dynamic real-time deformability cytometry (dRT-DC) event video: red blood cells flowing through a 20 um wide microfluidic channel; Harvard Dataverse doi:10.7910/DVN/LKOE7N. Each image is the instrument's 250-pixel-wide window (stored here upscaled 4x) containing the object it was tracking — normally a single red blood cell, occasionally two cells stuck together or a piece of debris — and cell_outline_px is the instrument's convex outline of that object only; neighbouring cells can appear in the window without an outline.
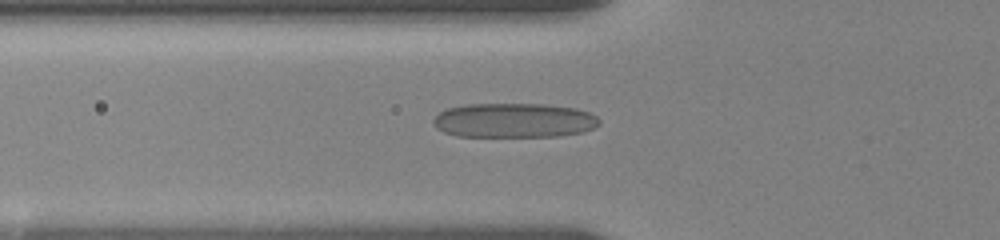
{"species": "human", "species_latin": "Homo sapiens", "temperature_condition": "room temperature", "stored_images_in_passage": 56, "camera_frame_rate_fps": 3000, "um_per_image_px": 0.085, "donor": {"sex": "female"}, "frame": {"image": 1, "passage_image": 2, "time_ms": 0.333, "image_size_px": [1000, 240], "cell_outline_px": [[600, 124], [584, 132], [560, 136], [456, 136], [444, 132], [436, 128], [432, 120], [440, 112], [448, 108], [464, 104], [544, 104], [576, 108], [588, 112], [596, 116], [600, 120]], "centroid_in_image_um": [43.7, 10.23], "position_along_channel_um": 82.1, "area_um2": 33.47}}
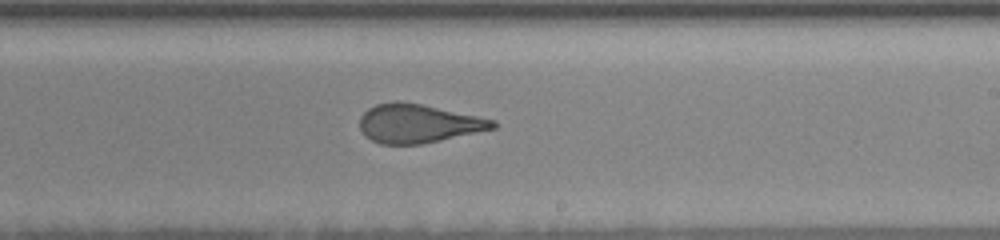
{"frame": {"image": 2, "passage_image": 21, "time_ms": 5.0, "image_size_px": [1000, 240], "cell_outline_px": [[496, 128], [440, 140], [420, 144], [380, 144], [364, 136], [360, 128], [360, 116], [368, 108], [376, 104], [396, 100], [420, 104], [496, 120]], "centroid_in_image_um": [35.51, 10.49], "position_along_channel_um": 253.5, "area_um2": 29.82}}
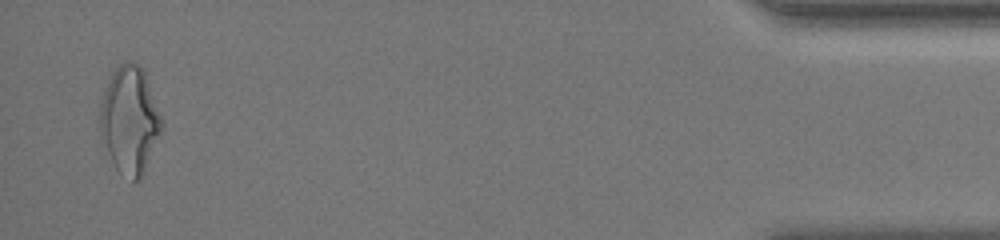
{"frame": {"image": 3, "passage_image": 51, "time_ms": 11.667, "image_size_px": [1000, 240], "cell_outline_px": [[164, 124], [144, 172], [136, 180], [132, 180], [120, 172], [116, 168], [100, 136], [100, 108], [104, 92], [112, 72], [120, 64], [128, 60], [140, 64], [144, 72], [164, 120]], "centroid_in_image_um": [11.04, 10.17], "position_along_channel_um": 424.2, "area_um2": 38.15}, "authors_computed_cell_mechanics": {"area_um2": 31.6166, "velocity_mm_per_s": 3.6494, "shape_relaxation_time_tau1_ms": 7.2403, "shape_relaxation_time_tau2_ms": 1.0047, "deformation_change_tau1": 0.2163, "deformation_change_tau2": 0.098}}